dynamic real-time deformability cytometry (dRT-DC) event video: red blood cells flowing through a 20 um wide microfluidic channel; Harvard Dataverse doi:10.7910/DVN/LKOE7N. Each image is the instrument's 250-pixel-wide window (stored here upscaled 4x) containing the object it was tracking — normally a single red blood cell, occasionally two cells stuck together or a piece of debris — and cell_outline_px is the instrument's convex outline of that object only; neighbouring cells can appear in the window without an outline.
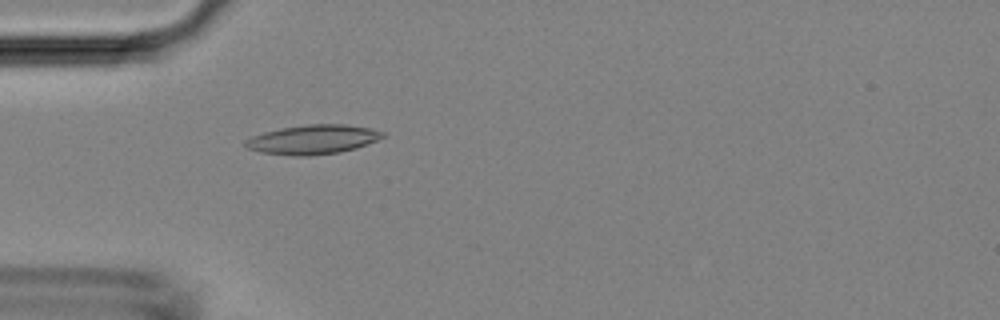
{"species": "Egyptian fruit bat (a non-hibernating species)", "species_latin": "Rousettus aegyptiacus", "temperature_condition": "room temperature", "stored_images_in_passage": 49, "camera_frame_rate_fps": 3000, "um_per_image_px": 0.085, "animal": {"sex": "female"}, "frame": {"image": 1, "passage_image": 15, "time_ms": 4.667, "image_size_px": [1000, 320], "cell_outline_px": [[384, 136], [376, 140], [356, 148], [340, 152], [308, 156], [292, 156], [260, 152], [248, 148], [244, 144], [244, 140], [252, 136], [264, 132], [280, 128], [308, 124], [344, 124], [372, 128], [384, 132]], "centroid_in_image_um": [26.57, 11.86], "position_along_channel_um": 58.4, "area_um2": 23.47}}
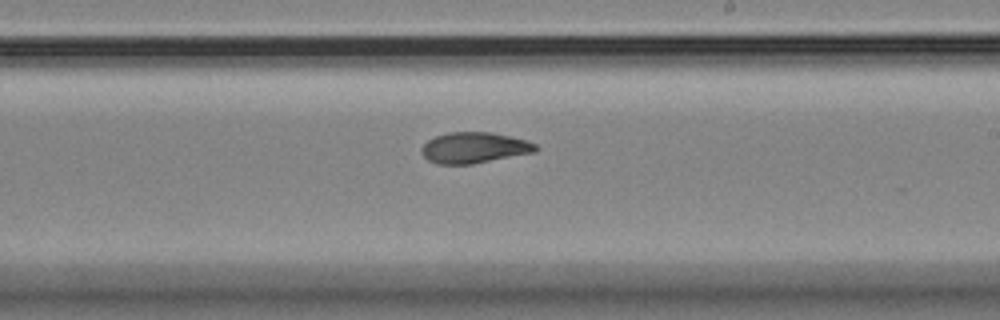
{"frame": {"image": 2, "passage_image": 29, "time_ms": 9.333, "image_size_px": [1000, 320], "cell_outline_px": [[540, 148], [536, 152], [472, 164], [436, 164], [428, 160], [420, 152], [420, 148], [428, 140], [436, 136], [448, 132], [492, 132], [528, 140], [536, 144]], "centroid_in_image_um": [40.32, 12.55], "position_along_channel_um": 248.7, "area_um2": 20.75}}
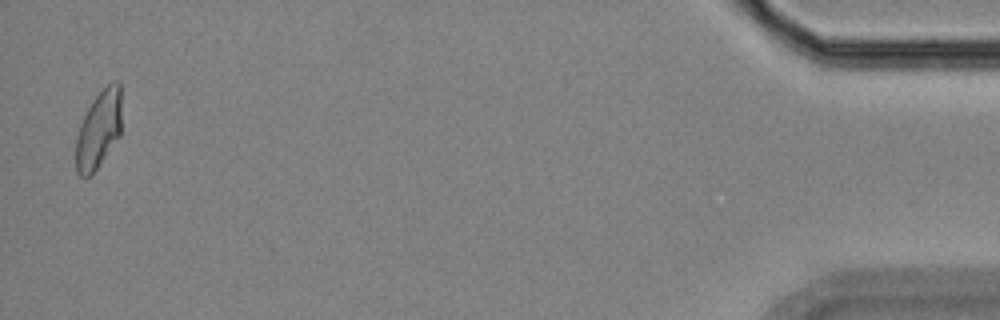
{"frame": {"image": 3, "passage_image": 48, "time_ms": 15.667, "image_size_px": [1000, 320], "cell_outline_px": [[120, 136], [92, 176], [80, 176], [76, 172], [76, 136], [80, 124], [92, 100], [112, 80], [120, 80]], "centroid_in_image_um": [8.38, 11.03], "position_along_channel_um": 426.8, "area_um2": 20.75}}